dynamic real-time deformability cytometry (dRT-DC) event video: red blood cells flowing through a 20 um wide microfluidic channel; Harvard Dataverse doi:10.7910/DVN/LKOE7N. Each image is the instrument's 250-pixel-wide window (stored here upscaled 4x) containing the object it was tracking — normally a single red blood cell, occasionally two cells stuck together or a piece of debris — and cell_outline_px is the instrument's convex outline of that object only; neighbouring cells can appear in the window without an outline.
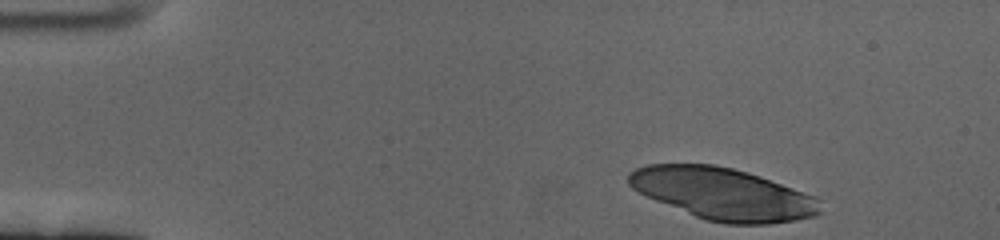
{"species": "human", "species_latin": "Homo sapiens", "temperature_condition": "cold", "stored_images_in_passage": 45, "camera_frame_rate_fps": 3000, "um_per_image_px": 0.085, "donor": {"sex": "female"}, "frame": {"image": 1, "passage_image": 1, "time_ms": 0.0, "image_size_px": [1000, 240], "cell_outline_px": [[820, 212], [816, 216], [796, 220], [768, 224], [728, 224], [704, 220], [656, 200], [632, 188], [628, 184], [628, 172], [636, 168], [648, 164], [716, 164], [748, 172], [760, 176], [816, 196], [820, 200]], "centroid_in_image_um": [61.47, 16.47], "position_along_channel_um": 23.5, "area_um2": 57.97}}
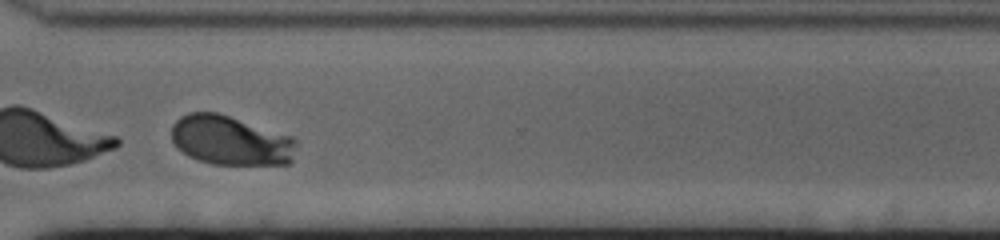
{"frame": {"image": 2, "passage_image": 39, "time_ms": 12.667, "image_size_px": [1000, 240], "cell_outline_px": [[296, 144], [292, 160], [288, 164], [212, 164], [188, 156], [176, 148], [172, 140], [172, 124], [180, 116], [188, 112], [216, 112], [292, 136], [296, 140]], "centroid_in_image_um": [19.57, 11.94], "position_along_channel_um": 351.0, "area_um2": 35.95}}